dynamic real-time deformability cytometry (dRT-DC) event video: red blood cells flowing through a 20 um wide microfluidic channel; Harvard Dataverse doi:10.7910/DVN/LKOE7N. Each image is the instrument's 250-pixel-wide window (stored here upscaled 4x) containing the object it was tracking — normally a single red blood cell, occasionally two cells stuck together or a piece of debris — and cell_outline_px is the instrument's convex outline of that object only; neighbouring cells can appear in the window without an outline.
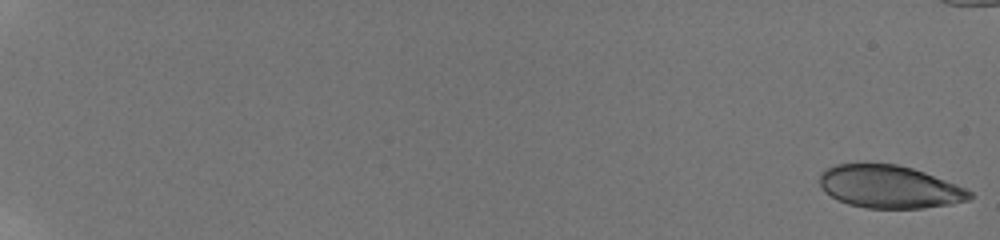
{"species": "human", "species_latin": "Homo sapiens", "temperature_condition": "room temperature", "stored_images_in_passage": 55, "camera_frame_rate_fps": 3000, "um_per_image_px": 0.085, "donor": {"sex": "male"}, "frame": {"image": 1, "passage_image": 1, "time_ms": 0.0, "image_size_px": [1000, 240], "cell_outline_px": [[972, 196], [968, 200], [952, 204], [924, 208], [868, 208], [848, 204], [836, 200], [824, 192], [820, 184], [820, 172], [824, 168], [836, 164], [896, 164], [912, 168], [924, 172], [956, 184], [972, 192]], "centroid_in_image_um": [75.56, 15.88], "position_along_channel_um": 9.4, "area_um2": 37.4}}
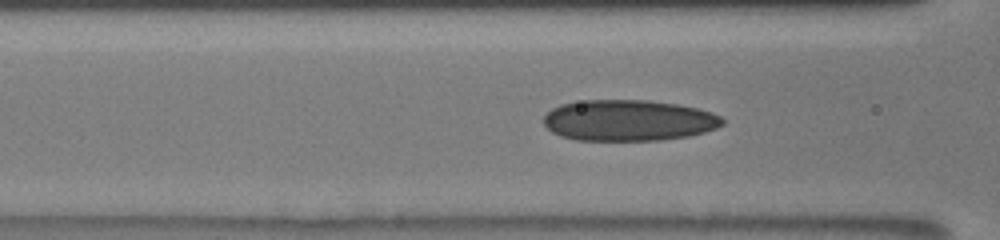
{"frame": {"image": 2, "passage_image": 28, "time_ms": 9.0, "image_size_px": [1000, 240], "cell_outline_px": [[724, 124], [716, 128], [704, 132], [688, 136], [660, 140], [576, 140], [560, 136], [552, 132], [544, 124], [544, 116], [552, 108], [560, 104], [584, 100], [648, 100], [676, 104], [696, 108], [712, 112], [720, 116], [724, 120]], "centroid_in_image_um": [53.42, 10.23], "position_along_channel_um": 113.2, "area_um2": 42.83}}
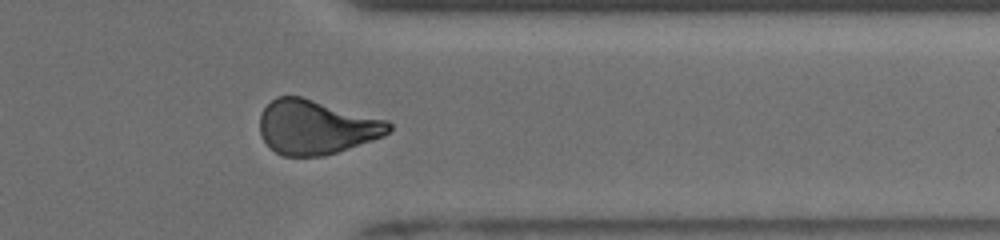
{"frame": {"image": 3, "passage_image": 49, "time_ms": 16.0, "image_size_px": [1000, 240], "cell_outline_px": [[392, 128], [384, 136], [324, 156], [284, 156], [276, 152], [264, 140], [260, 132], [260, 112], [276, 96], [300, 96], [388, 120], [392, 124]], "centroid_in_image_um": [26.87, 10.8], "position_along_channel_um": 384.5, "area_um2": 40.63}}